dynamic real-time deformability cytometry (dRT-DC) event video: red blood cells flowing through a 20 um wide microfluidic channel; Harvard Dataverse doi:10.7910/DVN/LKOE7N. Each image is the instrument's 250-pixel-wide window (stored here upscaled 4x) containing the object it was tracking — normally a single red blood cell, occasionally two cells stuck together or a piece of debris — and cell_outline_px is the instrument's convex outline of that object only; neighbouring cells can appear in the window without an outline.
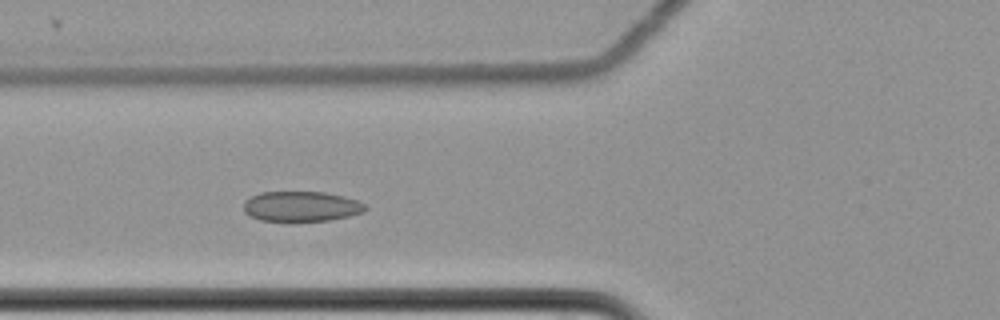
{"species": "common noctule bat (a hibernating species)", "species_latin": "Nyctalus noctula", "temperature_condition": "cold", "stored_images_in_passage": 6, "camera_frame_rate_fps": 3000, "um_per_image_px": 0.085, "animal": {"sex": "female", "body_mass_g": 22.7, "forearm_length_mm": 54.2}, "frame": {"image": 1, "passage_image": 6, "time_ms": 1.667, "image_size_px": [1000, 320], "cell_outline_px": [[368, 208], [364, 212], [348, 216], [328, 220], [260, 220], [244, 212], [244, 200], [260, 192], [324, 192], [344, 196], [368, 204]], "centroid_in_image_um": [25.64, 17.52], "position_along_channel_um": 100.2, "area_um2": 21.21}}